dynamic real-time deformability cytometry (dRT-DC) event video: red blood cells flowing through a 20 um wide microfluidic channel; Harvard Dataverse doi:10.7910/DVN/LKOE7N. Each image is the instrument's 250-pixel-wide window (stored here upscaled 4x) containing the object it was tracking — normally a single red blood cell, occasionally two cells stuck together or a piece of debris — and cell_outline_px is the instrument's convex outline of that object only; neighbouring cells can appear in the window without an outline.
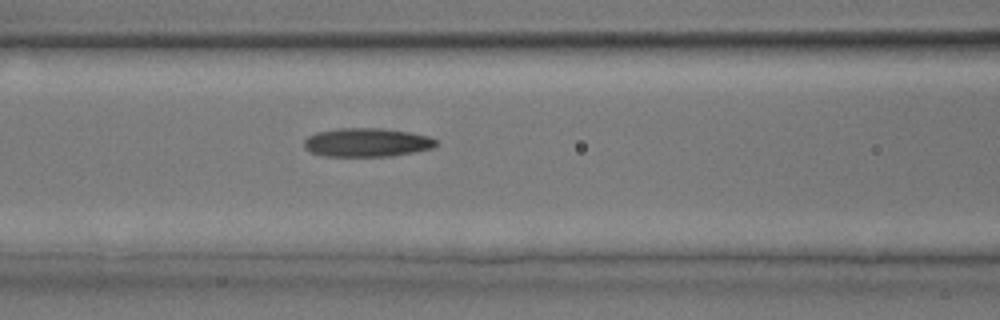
{"species": "common noctule bat (a hibernating species)", "species_latin": "Nyctalus noctula", "temperature_condition": "room temperature", "stored_images_in_passage": 4, "camera_frame_rate_fps": 3000, "um_per_image_px": 0.085, "animal": {"sex": "male", "body_mass_g": 17.9, "forearm_length_mm": 54.2}, "frame": {"image": 1, "passage_image": 4, "time_ms": 3.667, "image_size_px": [1000, 320], "cell_outline_px": [[436, 144], [432, 148], [416, 152], [392, 156], [320, 156], [304, 148], [304, 140], [308, 136], [316, 132], [336, 128], [384, 128], [408, 132], [428, 136], [436, 140]], "centroid_in_image_um": [31.15, 12.11], "position_along_channel_um": 135.4, "area_um2": 22.2}}